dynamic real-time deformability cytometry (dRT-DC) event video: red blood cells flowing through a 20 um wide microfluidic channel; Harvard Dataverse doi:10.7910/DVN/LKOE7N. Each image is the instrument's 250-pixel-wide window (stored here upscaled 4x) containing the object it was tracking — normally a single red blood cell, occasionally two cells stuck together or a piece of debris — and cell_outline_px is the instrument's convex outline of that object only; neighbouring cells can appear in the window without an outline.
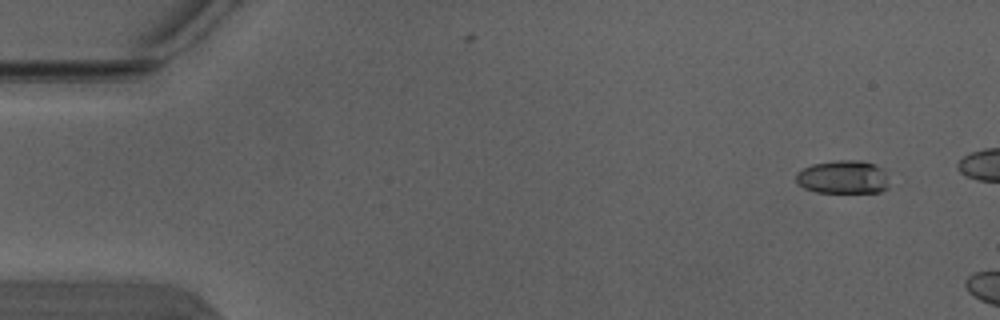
{"species": "Egyptian fruit bat (a non-hibernating species)", "species_latin": "Rousettus aegyptiacus", "temperature_condition": "warm", "stored_images_in_passage": 3, "camera_frame_rate_fps": 3000, "um_per_image_px": 0.085, "animal": {"sex": "male"}, "frame": {"image": 1, "passage_image": 1, "time_ms": 0.0, "image_size_px": [1000, 320], "cell_outline_px": [[888, 188], [880, 192], [816, 192], [804, 188], [796, 180], [796, 176], [804, 168], [812, 164], [832, 160], [864, 160], [876, 164], [884, 172], [888, 184]], "centroid_in_image_um": [71.68, 15.04], "position_along_channel_um": 13.3, "area_um2": 18.03}}